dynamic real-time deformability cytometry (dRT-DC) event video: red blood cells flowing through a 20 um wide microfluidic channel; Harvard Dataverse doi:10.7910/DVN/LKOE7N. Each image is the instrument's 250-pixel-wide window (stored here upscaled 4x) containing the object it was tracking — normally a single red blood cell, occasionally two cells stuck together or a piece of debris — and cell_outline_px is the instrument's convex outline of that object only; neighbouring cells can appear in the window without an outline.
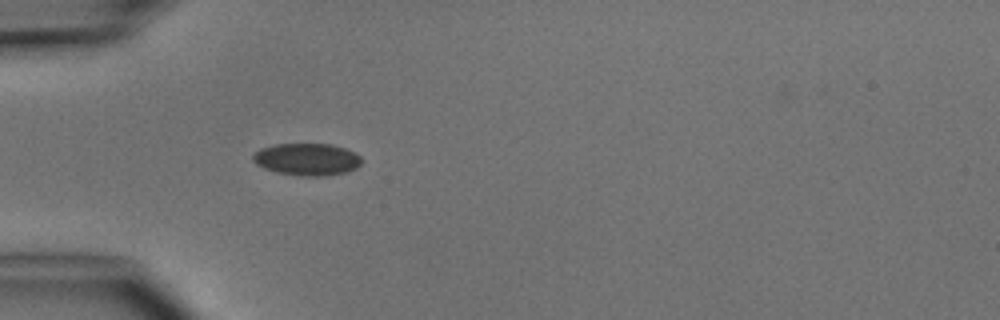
{"species": "common noctule bat (a hibernating species)", "species_latin": "Nyctalus noctula", "temperature_condition": "cold", "stored_images_in_passage": 3, "camera_frame_rate_fps": 3000, "um_per_image_px": 0.085, "animal": {"sex": "male", "body_mass_g": 15.6}, "frame": {"image": 1, "passage_image": 3, "time_ms": 3.0, "image_size_px": [1000, 320], "cell_outline_px": [[360, 164], [356, 168], [344, 172], [324, 176], [300, 176], [276, 172], [264, 168], [256, 164], [252, 160], [252, 152], [260, 148], [276, 144], [332, 144], [356, 152], [360, 156]], "centroid_in_image_um": [26.05, 13.54], "position_along_channel_um": 58.9, "area_um2": 20.46}}